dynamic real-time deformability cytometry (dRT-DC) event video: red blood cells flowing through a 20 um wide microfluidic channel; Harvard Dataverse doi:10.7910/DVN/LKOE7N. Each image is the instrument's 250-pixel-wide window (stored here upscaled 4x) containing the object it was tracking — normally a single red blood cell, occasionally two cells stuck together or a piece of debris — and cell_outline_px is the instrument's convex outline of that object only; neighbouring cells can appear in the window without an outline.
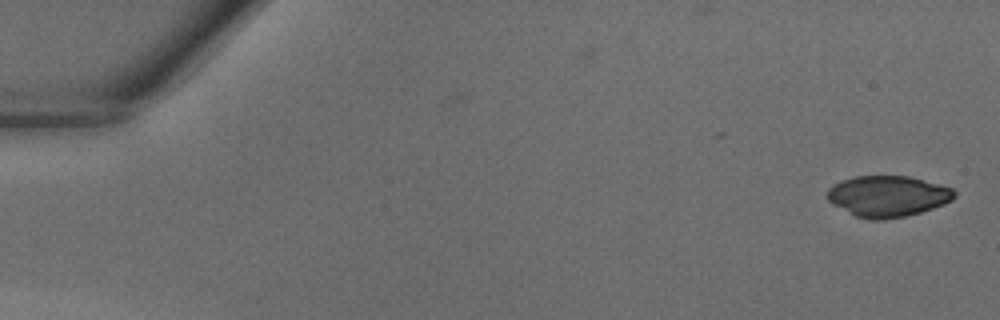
{"species": "common noctule bat (a hibernating species)", "species_latin": "Nyctalus noctula", "temperature_condition": "warm", "stored_images_in_passage": 36, "camera_frame_rate_fps": 3000, "um_per_image_px": 0.085, "animal": {"sex": "male", "body_mass_g": 18.8}, "frame": {"image": 1, "passage_image": 1, "time_ms": 0.0, "image_size_px": [1000, 320], "cell_outline_px": [[956, 196], [952, 200], [944, 204], [920, 212], [904, 216], [880, 220], [872, 220], [856, 216], [832, 204], [828, 200], [828, 188], [832, 184], [840, 180], [856, 176], [908, 176], [940, 184], [952, 188], [956, 192]], "centroid_in_image_um": [75.45, 16.67], "position_along_channel_um": 9.5, "area_um2": 30.35}}